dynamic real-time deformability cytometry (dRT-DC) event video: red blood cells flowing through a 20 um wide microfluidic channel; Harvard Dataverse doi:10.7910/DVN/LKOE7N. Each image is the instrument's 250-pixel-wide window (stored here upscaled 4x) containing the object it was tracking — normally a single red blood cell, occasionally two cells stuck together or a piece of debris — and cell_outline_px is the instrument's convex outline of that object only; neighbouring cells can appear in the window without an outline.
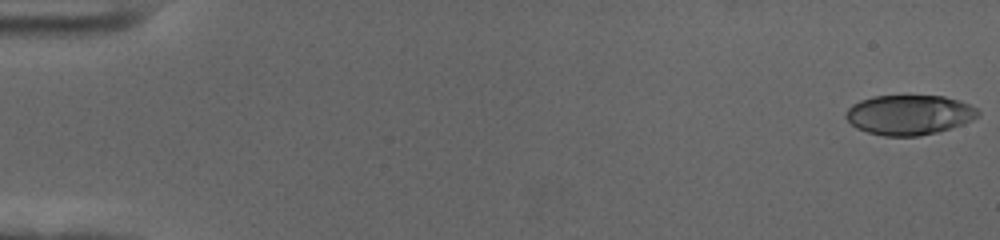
{"species": "human", "species_latin": "Homo sapiens", "temperature_condition": "cold", "stored_images_in_passage": 58, "camera_frame_rate_fps": 3000, "um_per_image_px": 0.085, "donor": {"sex": "female"}, "frame": {"image": 1, "passage_image": 1, "time_ms": 0.0, "image_size_px": [1000, 240], "cell_outline_px": [[980, 116], [972, 120], [936, 132], [920, 136], [884, 136], [868, 132], [856, 128], [844, 116], [848, 108], [852, 104], [860, 100], [872, 96], [904, 92], [944, 96], [960, 100], [976, 108], [980, 112]], "centroid_in_image_um": [77.26, 9.7], "position_along_channel_um": 7.7, "area_um2": 31.67}}
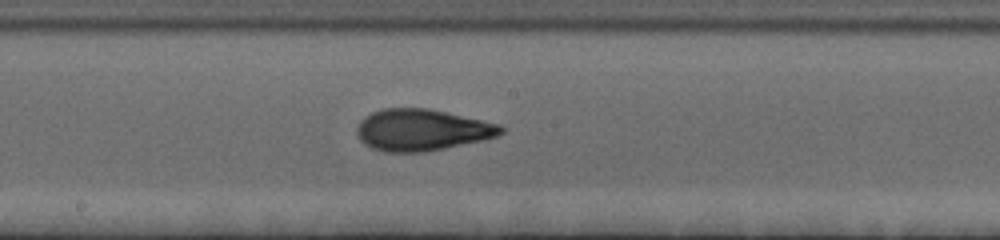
{"frame": {"image": 2, "passage_image": 32, "time_ms": 10.333, "image_size_px": [1000, 240], "cell_outline_px": [[504, 132], [496, 136], [484, 140], [424, 152], [384, 152], [372, 148], [364, 144], [360, 140], [356, 132], [356, 128], [360, 120], [364, 116], [372, 112], [384, 108], [428, 108], [500, 124], [504, 128]], "centroid_in_image_um": [35.83, 11.04], "position_along_channel_um": 212.4, "area_um2": 34.97}}
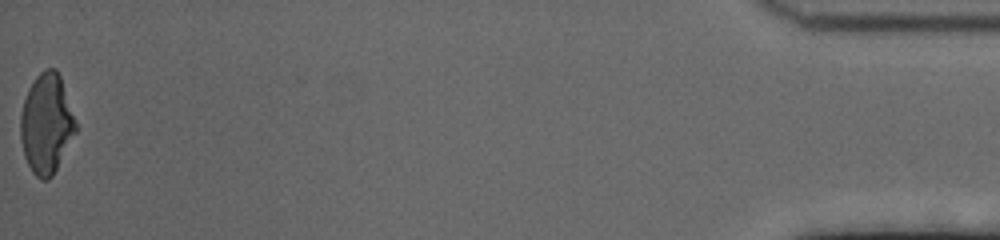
{"frame": {"image": 3, "passage_image": 58, "time_ms": 19.0, "image_size_px": [1000, 240], "cell_outline_px": [[76, 132], [52, 176], [48, 180], [40, 180], [32, 172], [24, 156], [20, 140], [20, 116], [24, 100], [28, 88], [36, 76], [44, 68], [56, 68], [60, 76], [76, 124]], "centroid_in_image_um": [3.92, 10.52], "position_along_channel_um": 431.3, "area_um2": 31.91}, "authors_computed_cell_mechanics": {"area_um2": 32.8882, "velocity_mm_per_s": 3.5666, "shape_relaxation_time_tau1_ms": 8.2343, "shape_relaxation_time_tau2_ms": 1.4813, "deformation_change_tau1": 0.2448, "deformation_change_tau2": 0.0849}}